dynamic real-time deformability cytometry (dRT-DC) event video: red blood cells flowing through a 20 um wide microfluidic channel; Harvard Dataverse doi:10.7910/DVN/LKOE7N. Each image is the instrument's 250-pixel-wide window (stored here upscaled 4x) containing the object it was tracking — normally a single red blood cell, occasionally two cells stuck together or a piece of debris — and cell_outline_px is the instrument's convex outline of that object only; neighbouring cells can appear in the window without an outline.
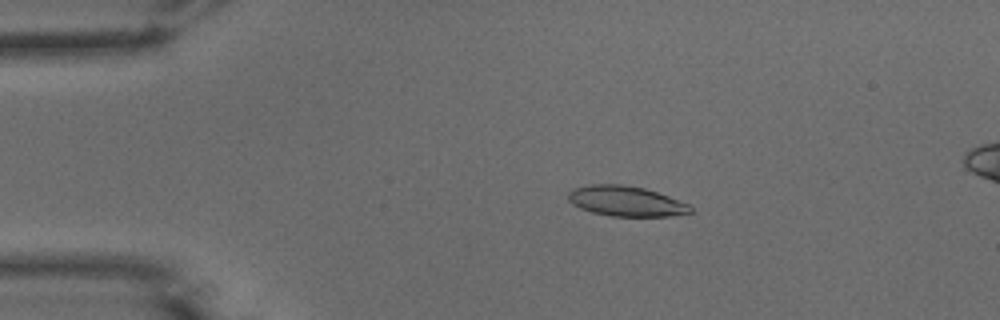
{"species": "common noctule bat (a hibernating species)", "species_latin": "Nyctalus noctula", "temperature_condition": "warm", "stored_images_in_passage": 50, "camera_frame_rate_fps": 3000, "um_per_image_px": 0.085, "animal": {"sex": "male", "body_mass_g": 15.6}, "frame": {"image": 1, "passage_image": 8, "time_ms": 2.333, "image_size_px": [1000, 320], "cell_outline_px": [[692, 212], [672, 216], [612, 216], [592, 212], [580, 208], [572, 204], [568, 200], [568, 192], [572, 188], [592, 184], [620, 184], [644, 188], [668, 196], [688, 204], [692, 208]], "centroid_in_image_um": [53.17, 17.09], "position_along_channel_um": 31.8, "area_um2": 21.44}}
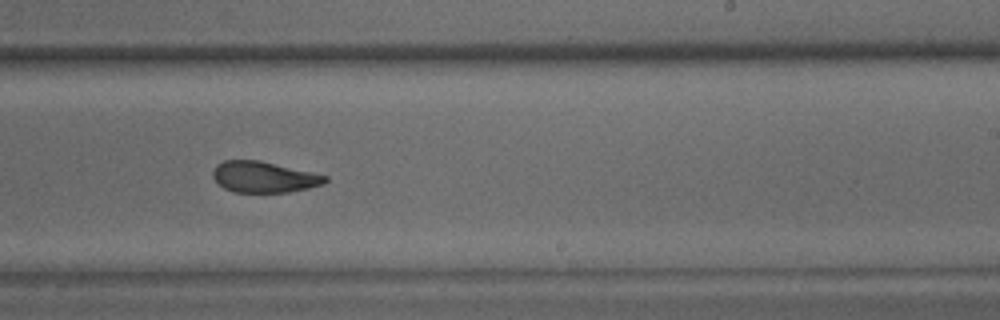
{"frame": {"image": 2, "passage_image": 30, "time_ms": 9.667, "image_size_px": [1000, 320], "cell_outline_px": [[328, 180], [324, 184], [308, 188], [288, 192], [236, 192], [224, 188], [212, 176], [212, 172], [216, 164], [224, 160], [260, 160], [312, 172], [328, 176]], "centroid_in_image_um": [22.44, 15.04], "position_along_channel_um": 266.6, "area_um2": 20.29}}
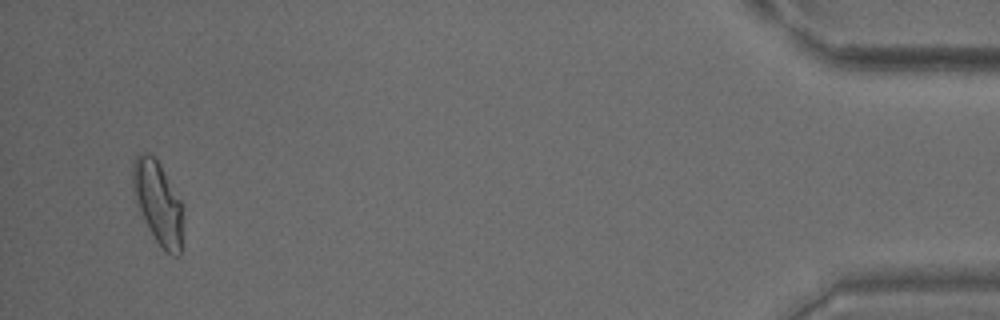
{"frame": {"image": 3, "passage_image": 48, "time_ms": 15.667, "image_size_px": [1000, 320], "cell_outline_px": [[184, 248], [180, 256], [172, 256], [164, 252], [148, 228], [136, 200], [132, 180], [132, 164], [136, 156], [140, 152], [152, 156], [160, 164], [184, 204]], "centroid_in_image_um": [13.52, 17.33], "position_along_channel_um": 421.7, "area_um2": 24.97}, "authors_computed_cell_mechanics": {"area_um2": 21.7906, "velocity_mm_per_s": 3.8791, "shape_relaxation_time_tau1_ms": 5.5244, "shape_relaxation_time_tau2_ms": 1.8168, "deformation_change_tau1": 0.1857, "deformation_change_tau2": 0.0819}}